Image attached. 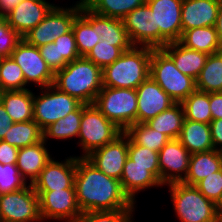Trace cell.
Returning <instances> with one entry per match:
<instances>
[{
    "label": "cell",
    "instance_id": "6da1fadb",
    "mask_svg": "<svg viewBox=\"0 0 222 222\" xmlns=\"http://www.w3.org/2000/svg\"><path fill=\"white\" fill-rule=\"evenodd\" d=\"M76 198L81 212L135 209L121 182L108 177L85 157L76 159L74 178Z\"/></svg>",
    "mask_w": 222,
    "mask_h": 222
},
{
    "label": "cell",
    "instance_id": "7a4b0ae2",
    "mask_svg": "<svg viewBox=\"0 0 222 222\" xmlns=\"http://www.w3.org/2000/svg\"><path fill=\"white\" fill-rule=\"evenodd\" d=\"M53 86L83 104H93L103 87L102 68L81 56L54 73Z\"/></svg>",
    "mask_w": 222,
    "mask_h": 222
},
{
    "label": "cell",
    "instance_id": "3957f363",
    "mask_svg": "<svg viewBox=\"0 0 222 222\" xmlns=\"http://www.w3.org/2000/svg\"><path fill=\"white\" fill-rule=\"evenodd\" d=\"M152 50L147 46H132L124 51L102 69L103 87L137 89L150 76Z\"/></svg>",
    "mask_w": 222,
    "mask_h": 222
},
{
    "label": "cell",
    "instance_id": "277c9868",
    "mask_svg": "<svg viewBox=\"0 0 222 222\" xmlns=\"http://www.w3.org/2000/svg\"><path fill=\"white\" fill-rule=\"evenodd\" d=\"M177 218L181 222H216L217 205L206 198L195 186L182 182L167 185Z\"/></svg>",
    "mask_w": 222,
    "mask_h": 222
},
{
    "label": "cell",
    "instance_id": "5b68a950",
    "mask_svg": "<svg viewBox=\"0 0 222 222\" xmlns=\"http://www.w3.org/2000/svg\"><path fill=\"white\" fill-rule=\"evenodd\" d=\"M175 103H182L196 90V80L182 74L172 58L162 49H153L150 76Z\"/></svg>",
    "mask_w": 222,
    "mask_h": 222
},
{
    "label": "cell",
    "instance_id": "8992f818",
    "mask_svg": "<svg viewBox=\"0 0 222 222\" xmlns=\"http://www.w3.org/2000/svg\"><path fill=\"white\" fill-rule=\"evenodd\" d=\"M93 105L123 132L137 123L136 89L102 87Z\"/></svg>",
    "mask_w": 222,
    "mask_h": 222
},
{
    "label": "cell",
    "instance_id": "52a82bcc",
    "mask_svg": "<svg viewBox=\"0 0 222 222\" xmlns=\"http://www.w3.org/2000/svg\"><path fill=\"white\" fill-rule=\"evenodd\" d=\"M122 132L93 104L82 103V116L78 137L81 149H83V155L78 157L88 156L92 151L112 142Z\"/></svg>",
    "mask_w": 222,
    "mask_h": 222
},
{
    "label": "cell",
    "instance_id": "ba28073f",
    "mask_svg": "<svg viewBox=\"0 0 222 222\" xmlns=\"http://www.w3.org/2000/svg\"><path fill=\"white\" fill-rule=\"evenodd\" d=\"M41 90V95H34L33 120L42 130L59 119L65 118L82 104L77 98L69 96L53 85L41 88Z\"/></svg>",
    "mask_w": 222,
    "mask_h": 222
},
{
    "label": "cell",
    "instance_id": "9c48e42d",
    "mask_svg": "<svg viewBox=\"0 0 222 222\" xmlns=\"http://www.w3.org/2000/svg\"><path fill=\"white\" fill-rule=\"evenodd\" d=\"M83 0L77 1L70 8L54 6L46 17L32 28L23 39L32 46L40 47L69 32L73 21L80 13Z\"/></svg>",
    "mask_w": 222,
    "mask_h": 222
},
{
    "label": "cell",
    "instance_id": "30bf717a",
    "mask_svg": "<svg viewBox=\"0 0 222 222\" xmlns=\"http://www.w3.org/2000/svg\"><path fill=\"white\" fill-rule=\"evenodd\" d=\"M42 221L39 197L32 184L0 194V222Z\"/></svg>",
    "mask_w": 222,
    "mask_h": 222
},
{
    "label": "cell",
    "instance_id": "8fae6325",
    "mask_svg": "<svg viewBox=\"0 0 222 222\" xmlns=\"http://www.w3.org/2000/svg\"><path fill=\"white\" fill-rule=\"evenodd\" d=\"M183 0H146L159 28V48L180 41L182 37L181 10Z\"/></svg>",
    "mask_w": 222,
    "mask_h": 222
},
{
    "label": "cell",
    "instance_id": "7c38bea8",
    "mask_svg": "<svg viewBox=\"0 0 222 222\" xmlns=\"http://www.w3.org/2000/svg\"><path fill=\"white\" fill-rule=\"evenodd\" d=\"M35 192L39 197L42 220L54 219L77 222L82 215L77 203L75 188Z\"/></svg>",
    "mask_w": 222,
    "mask_h": 222
},
{
    "label": "cell",
    "instance_id": "4fadbf2b",
    "mask_svg": "<svg viewBox=\"0 0 222 222\" xmlns=\"http://www.w3.org/2000/svg\"><path fill=\"white\" fill-rule=\"evenodd\" d=\"M11 58L23 71L26 85L34 83L40 88L53 85L54 73L40 55L38 47L29 45L23 39L12 52Z\"/></svg>",
    "mask_w": 222,
    "mask_h": 222
},
{
    "label": "cell",
    "instance_id": "5bb4252c",
    "mask_svg": "<svg viewBox=\"0 0 222 222\" xmlns=\"http://www.w3.org/2000/svg\"><path fill=\"white\" fill-rule=\"evenodd\" d=\"M128 147L129 136L122 132L112 142L92 151L85 158L108 177L120 181Z\"/></svg>",
    "mask_w": 222,
    "mask_h": 222
},
{
    "label": "cell",
    "instance_id": "9a60e30c",
    "mask_svg": "<svg viewBox=\"0 0 222 222\" xmlns=\"http://www.w3.org/2000/svg\"><path fill=\"white\" fill-rule=\"evenodd\" d=\"M122 21L133 46L159 49V28H155L154 15L146 3L136 7Z\"/></svg>",
    "mask_w": 222,
    "mask_h": 222
},
{
    "label": "cell",
    "instance_id": "2e32d148",
    "mask_svg": "<svg viewBox=\"0 0 222 222\" xmlns=\"http://www.w3.org/2000/svg\"><path fill=\"white\" fill-rule=\"evenodd\" d=\"M190 156L178 139H170L158 152L160 182L163 185L182 182L188 173Z\"/></svg>",
    "mask_w": 222,
    "mask_h": 222
},
{
    "label": "cell",
    "instance_id": "e0dca14e",
    "mask_svg": "<svg viewBox=\"0 0 222 222\" xmlns=\"http://www.w3.org/2000/svg\"><path fill=\"white\" fill-rule=\"evenodd\" d=\"M69 157L65 161H55L53 158L41 170L38 178L33 182L34 191H55L75 188L76 159Z\"/></svg>",
    "mask_w": 222,
    "mask_h": 222
},
{
    "label": "cell",
    "instance_id": "ac0fdd59",
    "mask_svg": "<svg viewBox=\"0 0 222 222\" xmlns=\"http://www.w3.org/2000/svg\"><path fill=\"white\" fill-rule=\"evenodd\" d=\"M137 123H146L175 101L151 78L148 77L137 89Z\"/></svg>",
    "mask_w": 222,
    "mask_h": 222
},
{
    "label": "cell",
    "instance_id": "d6986e66",
    "mask_svg": "<svg viewBox=\"0 0 222 222\" xmlns=\"http://www.w3.org/2000/svg\"><path fill=\"white\" fill-rule=\"evenodd\" d=\"M120 182L123 191L134 204L137 192L154 186H163L160 182L159 166L136 165L129 157L125 161Z\"/></svg>",
    "mask_w": 222,
    "mask_h": 222
},
{
    "label": "cell",
    "instance_id": "ffe728a7",
    "mask_svg": "<svg viewBox=\"0 0 222 222\" xmlns=\"http://www.w3.org/2000/svg\"><path fill=\"white\" fill-rule=\"evenodd\" d=\"M55 5L45 0H22L5 19L8 24L24 37L38 25Z\"/></svg>",
    "mask_w": 222,
    "mask_h": 222
},
{
    "label": "cell",
    "instance_id": "44dd1931",
    "mask_svg": "<svg viewBox=\"0 0 222 222\" xmlns=\"http://www.w3.org/2000/svg\"><path fill=\"white\" fill-rule=\"evenodd\" d=\"M221 2L220 0H183L182 34L196 27L215 26Z\"/></svg>",
    "mask_w": 222,
    "mask_h": 222
},
{
    "label": "cell",
    "instance_id": "7402d4cb",
    "mask_svg": "<svg viewBox=\"0 0 222 222\" xmlns=\"http://www.w3.org/2000/svg\"><path fill=\"white\" fill-rule=\"evenodd\" d=\"M72 30L79 55L86 56L100 41L98 36V14L82 3L80 13L73 21Z\"/></svg>",
    "mask_w": 222,
    "mask_h": 222
},
{
    "label": "cell",
    "instance_id": "603a6c76",
    "mask_svg": "<svg viewBox=\"0 0 222 222\" xmlns=\"http://www.w3.org/2000/svg\"><path fill=\"white\" fill-rule=\"evenodd\" d=\"M45 146L46 142L42 140L18 150L16 166L25 181L29 177V184H33L41 170L51 160L50 152Z\"/></svg>",
    "mask_w": 222,
    "mask_h": 222
},
{
    "label": "cell",
    "instance_id": "cb8c5ba5",
    "mask_svg": "<svg viewBox=\"0 0 222 222\" xmlns=\"http://www.w3.org/2000/svg\"><path fill=\"white\" fill-rule=\"evenodd\" d=\"M174 61L175 67L185 75L197 79L204 67L208 54L186 48L179 41L168 43L162 48Z\"/></svg>",
    "mask_w": 222,
    "mask_h": 222
},
{
    "label": "cell",
    "instance_id": "d4e9b609",
    "mask_svg": "<svg viewBox=\"0 0 222 222\" xmlns=\"http://www.w3.org/2000/svg\"><path fill=\"white\" fill-rule=\"evenodd\" d=\"M222 169L221 152L212 149L205 152L193 153L189 160V169L182 183L195 186L199 181Z\"/></svg>",
    "mask_w": 222,
    "mask_h": 222
},
{
    "label": "cell",
    "instance_id": "484cf974",
    "mask_svg": "<svg viewBox=\"0 0 222 222\" xmlns=\"http://www.w3.org/2000/svg\"><path fill=\"white\" fill-rule=\"evenodd\" d=\"M178 140L191 154L214 149L210 125L206 123L184 119Z\"/></svg>",
    "mask_w": 222,
    "mask_h": 222
},
{
    "label": "cell",
    "instance_id": "4316f807",
    "mask_svg": "<svg viewBox=\"0 0 222 222\" xmlns=\"http://www.w3.org/2000/svg\"><path fill=\"white\" fill-rule=\"evenodd\" d=\"M33 99L29 89L1 92V103L13 123L33 120Z\"/></svg>",
    "mask_w": 222,
    "mask_h": 222
},
{
    "label": "cell",
    "instance_id": "83f0119b",
    "mask_svg": "<svg viewBox=\"0 0 222 222\" xmlns=\"http://www.w3.org/2000/svg\"><path fill=\"white\" fill-rule=\"evenodd\" d=\"M179 42L188 49L197 50L208 55L222 51L215 26L186 30Z\"/></svg>",
    "mask_w": 222,
    "mask_h": 222
},
{
    "label": "cell",
    "instance_id": "f1b7e54d",
    "mask_svg": "<svg viewBox=\"0 0 222 222\" xmlns=\"http://www.w3.org/2000/svg\"><path fill=\"white\" fill-rule=\"evenodd\" d=\"M185 119L181 103H175L146 122L152 129L164 133L170 139H178Z\"/></svg>",
    "mask_w": 222,
    "mask_h": 222
},
{
    "label": "cell",
    "instance_id": "f546056e",
    "mask_svg": "<svg viewBox=\"0 0 222 222\" xmlns=\"http://www.w3.org/2000/svg\"><path fill=\"white\" fill-rule=\"evenodd\" d=\"M196 89L207 93L222 92V51L208 56L196 79Z\"/></svg>",
    "mask_w": 222,
    "mask_h": 222
},
{
    "label": "cell",
    "instance_id": "4dcf8cb0",
    "mask_svg": "<svg viewBox=\"0 0 222 222\" xmlns=\"http://www.w3.org/2000/svg\"><path fill=\"white\" fill-rule=\"evenodd\" d=\"M98 36L101 41L114 43V47H120L123 51L129 50L131 44L122 19L111 18L98 14Z\"/></svg>",
    "mask_w": 222,
    "mask_h": 222
},
{
    "label": "cell",
    "instance_id": "1f68e13d",
    "mask_svg": "<svg viewBox=\"0 0 222 222\" xmlns=\"http://www.w3.org/2000/svg\"><path fill=\"white\" fill-rule=\"evenodd\" d=\"M3 140L17 148H23L42 141L43 130L34 120L13 123Z\"/></svg>",
    "mask_w": 222,
    "mask_h": 222
},
{
    "label": "cell",
    "instance_id": "d6a6232c",
    "mask_svg": "<svg viewBox=\"0 0 222 222\" xmlns=\"http://www.w3.org/2000/svg\"><path fill=\"white\" fill-rule=\"evenodd\" d=\"M83 3L96 14L123 19L146 0H83Z\"/></svg>",
    "mask_w": 222,
    "mask_h": 222
},
{
    "label": "cell",
    "instance_id": "836d02e7",
    "mask_svg": "<svg viewBox=\"0 0 222 222\" xmlns=\"http://www.w3.org/2000/svg\"><path fill=\"white\" fill-rule=\"evenodd\" d=\"M82 116V104L73 112H70L65 118L59 119L43 130V140L46 142L49 138L69 139L78 137L80 131Z\"/></svg>",
    "mask_w": 222,
    "mask_h": 222
},
{
    "label": "cell",
    "instance_id": "e575fe53",
    "mask_svg": "<svg viewBox=\"0 0 222 222\" xmlns=\"http://www.w3.org/2000/svg\"><path fill=\"white\" fill-rule=\"evenodd\" d=\"M181 104L185 119L206 124L211 123L209 93L196 89Z\"/></svg>",
    "mask_w": 222,
    "mask_h": 222
},
{
    "label": "cell",
    "instance_id": "d590c367",
    "mask_svg": "<svg viewBox=\"0 0 222 222\" xmlns=\"http://www.w3.org/2000/svg\"><path fill=\"white\" fill-rule=\"evenodd\" d=\"M125 133L138 145L159 152L170 140L164 133L158 132L146 123H135Z\"/></svg>",
    "mask_w": 222,
    "mask_h": 222
},
{
    "label": "cell",
    "instance_id": "8d00e7d4",
    "mask_svg": "<svg viewBox=\"0 0 222 222\" xmlns=\"http://www.w3.org/2000/svg\"><path fill=\"white\" fill-rule=\"evenodd\" d=\"M24 74L19 65L11 58H0V91L26 90Z\"/></svg>",
    "mask_w": 222,
    "mask_h": 222
},
{
    "label": "cell",
    "instance_id": "74e56055",
    "mask_svg": "<svg viewBox=\"0 0 222 222\" xmlns=\"http://www.w3.org/2000/svg\"><path fill=\"white\" fill-rule=\"evenodd\" d=\"M123 52L120 47H114V43L100 40L85 57L103 69L115 62Z\"/></svg>",
    "mask_w": 222,
    "mask_h": 222
},
{
    "label": "cell",
    "instance_id": "f35d334b",
    "mask_svg": "<svg viewBox=\"0 0 222 222\" xmlns=\"http://www.w3.org/2000/svg\"><path fill=\"white\" fill-rule=\"evenodd\" d=\"M135 209L83 212L77 222H133Z\"/></svg>",
    "mask_w": 222,
    "mask_h": 222
},
{
    "label": "cell",
    "instance_id": "ab89813d",
    "mask_svg": "<svg viewBox=\"0 0 222 222\" xmlns=\"http://www.w3.org/2000/svg\"><path fill=\"white\" fill-rule=\"evenodd\" d=\"M27 182L21 176L16 164H0V194L24 188Z\"/></svg>",
    "mask_w": 222,
    "mask_h": 222
},
{
    "label": "cell",
    "instance_id": "60d3db41",
    "mask_svg": "<svg viewBox=\"0 0 222 222\" xmlns=\"http://www.w3.org/2000/svg\"><path fill=\"white\" fill-rule=\"evenodd\" d=\"M195 187L210 201L218 205L222 199V169L199 181Z\"/></svg>",
    "mask_w": 222,
    "mask_h": 222
},
{
    "label": "cell",
    "instance_id": "b9f144b4",
    "mask_svg": "<svg viewBox=\"0 0 222 222\" xmlns=\"http://www.w3.org/2000/svg\"><path fill=\"white\" fill-rule=\"evenodd\" d=\"M23 37L6 21L0 24V58L11 57L12 52Z\"/></svg>",
    "mask_w": 222,
    "mask_h": 222
},
{
    "label": "cell",
    "instance_id": "7bdbcfd3",
    "mask_svg": "<svg viewBox=\"0 0 222 222\" xmlns=\"http://www.w3.org/2000/svg\"><path fill=\"white\" fill-rule=\"evenodd\" d=\"M128 157L133 164L141 166H159L158 152L136 144L129 137Z\"/></svg>",
    "mask_w": 222,
    "mask_h": 222
},
{
    "label": "cell",
    "instance_id": "ee69618b",
    "mask_svg": "<svg viewBox=\"0 0 222 222\" xmlns=\"http://www.w3.org/2000/svg\"><path fill=\"white\" fill-rule=\"evenodd\" d=\"M53 43L58 47L59 58H65L68 62H72L81 57L77 50L75 36L72 29L55 39Z\"/></svg>",
    "mask_w": 222,
    "mask_h": 222
},
{
    "label": "cell",
    "instance_id": "f6af8a7d",
    "mask_svg": "<svg viewBox=\"0 0 222 222\" xmlns=\"http://www.w3.org/2000/svg\"><path fill=\"white\" fill-rule=\"evenodd\" d=\"M38 49L53 73L63 69L69 63L65 58H59L58 47L53 42L42 45Z\"/></svg>",
    "mask_w": 222,
    "mask_h": 222
},
{
    "label": "cell",
    "instance_id": "bcb514c9",
    "mask_svg": "<svg viewBox=\"0 0 222 222\" xmlns=\"http://www.w3.org/2000/svg\"><path fill=\"white\" fill-rule=\"evenodd\" d=\"M19 148L0 140V164H16Z\"/></svg>",
    "mask_w": 222,
    "mask_h": 222
},
{
    "label": "cell",
    "instance_id": "7dc6e473",
    "mask_svg": "<svg viewBox=\"0 0 222 222\" xmlns=\"http://www.w3.org/2000/svg\"><path fill=\"white\" fill-rule=\"evenodd\" d=\"M209 125L214 149L222 152V119L212 120Z\"/></svg>",
    "mask_w": 222,
    "mask_h": 222
},
{
    "label": "cell",
    "instance_id": "c3c4849f",
    "mask_svg": "<svg viewBox=\"0 0 222 222\" xmlns=\"http://www.w3.org/2000/svg\"><path fill=\"white\" fill-rule=\"evenodd\" d=\"M212 120L222 119V92L209 93Z\"/></svg>",
    "mask_w": 222,
    "mask_h": 222
},
{
    "label": "cell",
    "instance_id": "681fc988",
    "mask_svg": "<svg viewBox=\"0 0 222 222\" xmlns=\"http://www.w3.org/2000/svg\"><path fill=\"white\" fill-rule=\"evenodd\" d=\"M13 121L0 103V140H3L5 134L12 126Z\"/></svg>",
    "mask_w": 222,
    "mask_h": 222
},
{
    "label": "cell",
    "instance_id": "f907efd6",
    "mask_svg": "<svg viewBox=\"0 0 222 222\" xmlns=\"http://www.w3.org/2000/svg\"><path fill=\"white\" fill-rule=\"evenodd\" d=\"M22 0H0V15L6 16L11 12Z\"/></svg>",
    "mask_w": 222,
    "mask_h": 222
},
{
    "label": "cell",
    "instance_id": "816d5d0a",
    "mask_svg": "<svg viewBox=\"0 0 222 222\" xmlns=\"http://www.w3.org/2000/svg\"><path fill=\"white\" fill-rule=\"evenodd\" d=\"M216 32H217V37L219 44L222 49V2L220 4V7L218 9V14H217V21L215 24Z\"/></svg>",
    "mask_w": 222,
    "mask_h": 222
},
{
    "label": "cell",
    "instance_id": "f5cc1de1",
    "mask_svg": "<svg viewBox=\"0 0 222 222\" xmlns=\"http://www.w3.org/2000/svg\"><path fill=\"white\" fill-rule=\"evenodd\" d=\"M218 214H222V199L217 205Z\"/></svg>",
    "mask_w": 222,
    "mask_h": 222
},
{
    "label": "cell",
    "instance_id": "db71d44e",
    "mask_svg": "<svg viewBox=\"0 0 222 222\" xmlns=\"http://www.w3.org/2000/svg\"><path fill=\"white\" fill-rule=\"evenodd\" d=\"M216 222H222V214H218Z\"/></svg>",
    "mask_w": 222,
    "mask_h": 222
},
{
    "label": "cell",
    "instance_id": "11a10c76",
    "mask_svg": "<svg viewBox=\"0 0 222 222\" xmlns=\"http://www.w3.org/2000/svg\"><path fill=\"white\" fill-rule=\"evenodd\" d=\"M5 20V16L0 15V24Z\"/></svg>",
    "mask_w": 222,
    "mask_h": 222
}]
</instances>
